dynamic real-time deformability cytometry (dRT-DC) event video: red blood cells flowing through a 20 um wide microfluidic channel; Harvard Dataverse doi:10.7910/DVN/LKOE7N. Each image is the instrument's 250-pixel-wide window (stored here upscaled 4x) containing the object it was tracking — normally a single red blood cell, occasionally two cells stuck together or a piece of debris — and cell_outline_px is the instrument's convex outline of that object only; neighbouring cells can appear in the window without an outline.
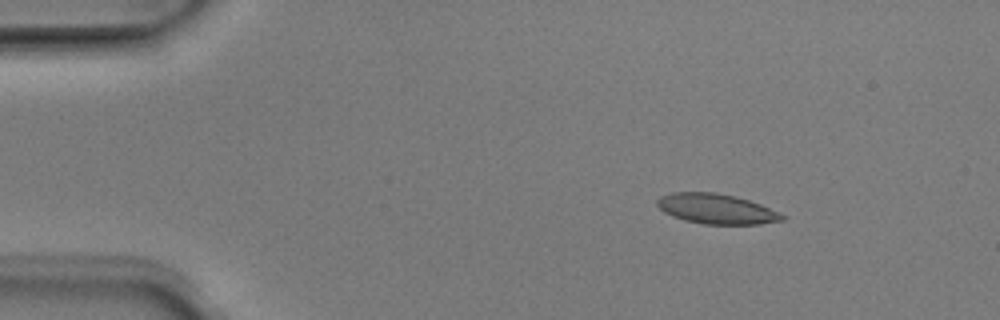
{"species": "Egyptian fruit bat (a non-hibernating species)", "species_latin": "Rousettus aegyptiacus", "temperature_condition": "room temperature", "stored_images_in_passage": 4, "camera_frame_rate_fps": 3000, "um_per_image_px": 0.085, "animal": {"sex": "male"}, "frame": {"image": 1, "passage_image": 2, "time_ms": 0.333, "image_size_px": [1000, 320], "cell_outline_px": [[784, 220], [760, 224], [704, 224], [684, 220], [672, 216], [664, 212], [656, 204], [656, 200], [660, 196], [672, 192], [716, 192], [736, 196], [760, 204], [784, 216]], "centroid_in_image_um": [60.84, 17.74], "position_along_channel_um": 24.2, "area_um2": 21.79}}